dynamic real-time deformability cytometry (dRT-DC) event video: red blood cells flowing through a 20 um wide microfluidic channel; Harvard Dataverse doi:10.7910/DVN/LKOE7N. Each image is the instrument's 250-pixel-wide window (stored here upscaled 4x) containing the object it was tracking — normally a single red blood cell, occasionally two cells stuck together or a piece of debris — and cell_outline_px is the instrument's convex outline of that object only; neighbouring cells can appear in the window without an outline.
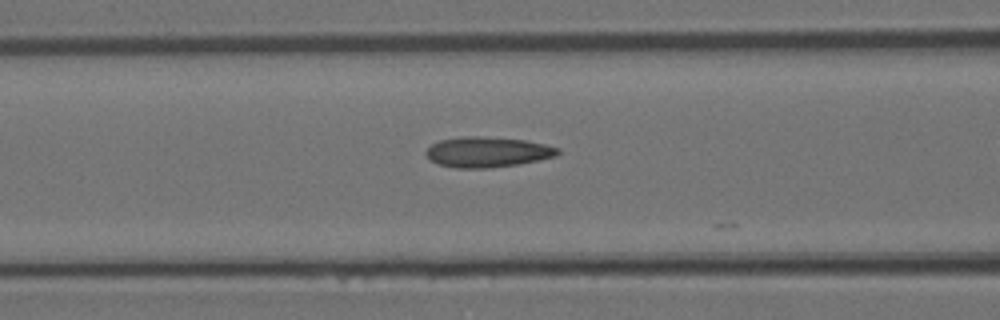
{"species": "Egyptian fruit bat (a non-hibernating species)", "species_latin": "Rousettus aegyptiacus", "temperature_condition": "room temperature", "stored_images_in_passage": 17, "camera_frame_rate_fps": 3000, "um_per_image_px": 0.085, "animal": {"sex": "female"}, "frame": {"image": 1, "passage_image": 14, "time_ms": 4.333, "image_size_px": [1000, 320], "cell_outline_px": [[560, 152], [556, 156], [516, 164], [488, 168], [456, 168], [436, 164], [428, 160], [424, 152], [432, 144], [440, 140], [468, 136], [480, 136], [524, 140], [544, 144], [560, 148]], "centroid_in_image_um": [41.38, 12.93], "position_along_channel_um": 125.2, "area_um2": 23.24}}